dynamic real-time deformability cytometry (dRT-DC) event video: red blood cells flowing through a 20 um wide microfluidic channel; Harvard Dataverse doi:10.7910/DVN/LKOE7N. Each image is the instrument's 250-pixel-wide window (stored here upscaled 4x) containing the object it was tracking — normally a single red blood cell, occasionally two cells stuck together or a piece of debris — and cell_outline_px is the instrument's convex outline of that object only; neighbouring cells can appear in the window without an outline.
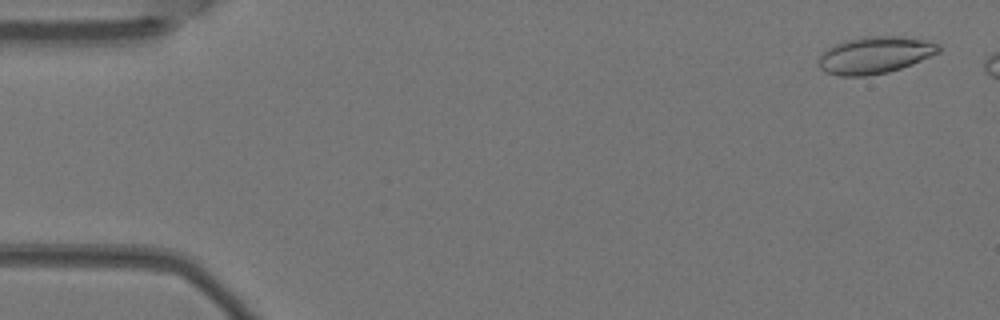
{"species": "Egyptian fruit bat (a non-hibernating species)", "species_latin": "Rousettus aegyptiacus", "temperature_condition": "warm", "stored_images_in_passage": 5, "camera_frame_rate_fps": 3000, "um_per_image_px": 0.085, "animal": {"sex": "female"}, "frame": {"image": 1, "passage_image": 1, "time_ms": 0.0, "image_size_px": [1000, 320], "cell_outline_px": [[940, 52], [912, 64], [888, 72], [864, 76], [840, 76], [824, 72], [820, 68], [820, 56], [824, 52], [836, 44], [848, 40], [864, 36], [900, 36], [928, 40], [940, 44]], "centroid_in_image_um": [74.41, 4.68], "position_along_channel_um": 10.6, "area_um2": 25.66}}